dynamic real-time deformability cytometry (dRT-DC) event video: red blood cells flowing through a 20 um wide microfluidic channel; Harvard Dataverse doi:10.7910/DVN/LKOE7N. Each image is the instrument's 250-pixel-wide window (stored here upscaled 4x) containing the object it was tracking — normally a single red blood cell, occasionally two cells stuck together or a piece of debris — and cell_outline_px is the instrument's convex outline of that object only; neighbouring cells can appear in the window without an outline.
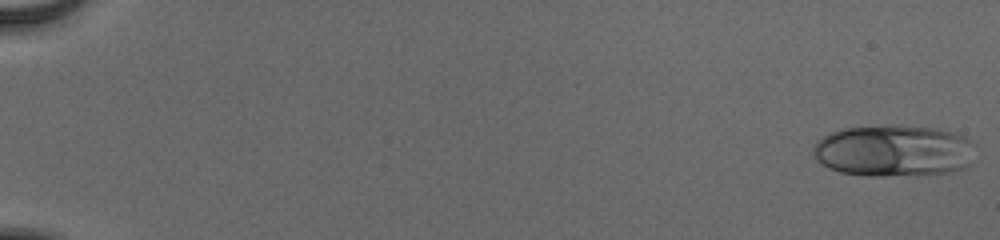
{"species": "human", "species_latin": "Homo sapiens", "temperature_condition": "cold", "stored_images_in_passage": 55, "camera_frame_rate_fps": 3000, "um_per_image_px": 0.085, "donor": {"sex": "male"}, "frame": {"image": 1, "passage_image": 1, "time_ms": 0.0, "image_size_px": [1000, 240], "cell_outline_px": [[976, 144], [968, 164], [964, 168], [952, 172], [884, 176], [868, 176], [840, 172], [828, 168], [820, 164], [812, 152], [812, 148], [824, 136], [832, 132], [844, 128], [936, 128], [956, 132], [964, 136]], "centroid_in_image_um": [75.97, 12.85], "position_along_channel_um": 9.0, "area_um2": 47.86}}
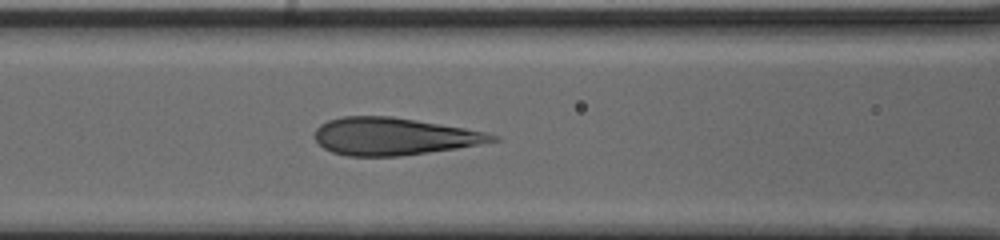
{"frame": {"image": 2, "passage_image": 26, "time_ms": 8.333, "image_size_px": [1000, 240], "cell_outline_px": [[500, 140], [480, 144], [456, 148], [400, 156], [348, 156], [332, 152], [324, 148], [312, 136], [316, 128], [320, 124], [328, 120], [344, 116], [392, 116], [488, 132], [500, 136]], "centroid_in_image_um": [33.45, 11.59], "position_along_channel_um": 133.1, "area_um2": 38.73}}
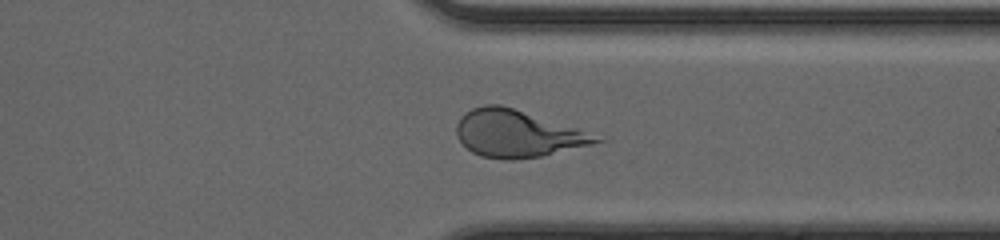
{"frame": {"image": 3, "passage_image": 44, "time_ms": 14.333, "image_size_px": [1000, 240], "cell_outline_px": [[608, 140], [592, 144], [540, 156], [512, 160], [504, 160], [480, 156], [472, 152], [456, 136], [456, 124], [460, 116], [472, 108], [484, 104], [500, 104], [576, 128]], "centroid_in_image_um": [43.91, 11.36], "position_along_channel_um": 367.5, "area_um2": 37.86}, "authors_computed_cell_mechanics": {"area_um2": 41.3848, "velocity_mm_per_s": 3.8851, "shape_relaxation_time_tau1_ms": 6.2009, "shape_relaxation_time_tau2_ms": 0.6273, "deformation_change_tau1": 0.2237, "deformation_change_tau2": 0.0915}}